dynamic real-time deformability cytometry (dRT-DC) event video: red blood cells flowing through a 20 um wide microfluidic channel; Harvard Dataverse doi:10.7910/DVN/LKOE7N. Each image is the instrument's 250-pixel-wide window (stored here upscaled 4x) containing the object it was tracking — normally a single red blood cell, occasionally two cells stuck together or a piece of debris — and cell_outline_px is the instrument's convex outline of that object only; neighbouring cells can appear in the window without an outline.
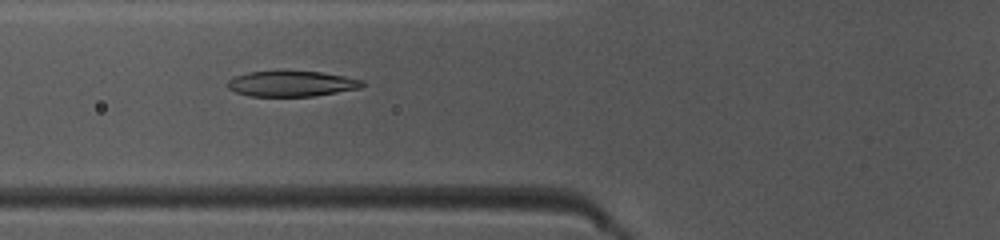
{"species": "common noctule bat (a hibernating species)", "species_latin": "Nyctalus noctula", "temperature_condition": "warm", "stored_images_in_passage": 45, "camera_frame_rate_fps": 3000, "um_per_image_px": 0.085, "animal": {"sex": "female", "body_mass_g": 10.0, "forearm_length_mm": 53.1}, "frame": {"image": 1, "passage_image": 15, "time_ms": 4.667, "image_size_px": [1000, 240], "cell_outline_px": [[364, 84], [360, 88], [312, 96], [248, 96], [236, 92], [228, 88], [224, 84], [228, 80], [236, 76], [248, 72], [320, 72], [344, 76], [364, 80]], "centroid_in_image_um": [24.75, 7.12], "position_along_channel_um": 101.0, "area_um2": 19.77}}
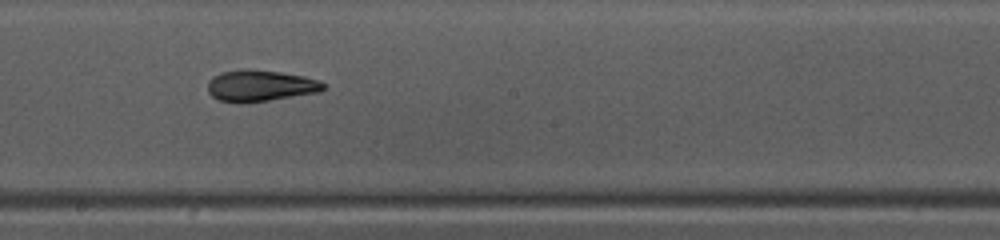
{"frame": {"image": 2, "passage_image": 24, "time_ms": 7.667, "image_size_px": [1000, 240], "cell_outline_px": [[328, 88], [320, 92], [268, 100], [240, 104], [220, 100], [212, 96], [208, 92], [208, 80], [212, 76], [220, 72], [244, 68], [248, 68], [280, 72], [304, 76], [320, 80]], "centroid_in_image_um": [22.12, 7.28], "position_along_channel_um": 226.1, "area_um2": 21.5}}
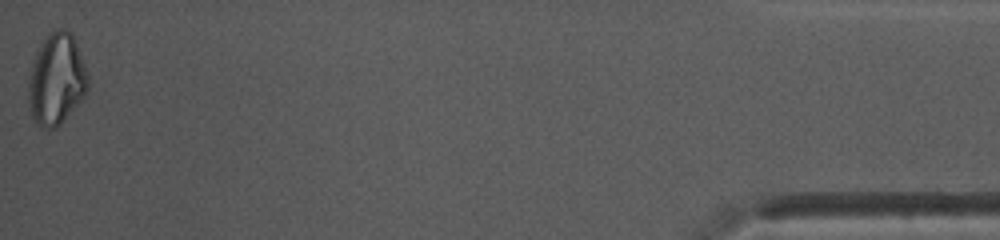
{"frame": {"image": 3, "passage_image": 45, "time_ms": 14.667, "image_size_px": [1000, 240], "cell_outline_px": [[88, 88], [84, 96], [60, 124], [56, 128], [44, 128], [36, 124], [32, 116], [28, 100], [28, 84], [32, 60], [40, 44], [48, 32], [52, 28], [64, 28], [72, 32], [84, 64], [88, 76]], "centroid_in_image_um": [4.78, 6.7], "position_along_channel_um": 430.4, "area_um2": 31.85}, "authors_computed_cell_mechanics": {"area_um2": 21.0392, "velocity_mm_per_s": 4.1445, "shape_relaxation_time_tau1_ms": 5.3875, "shape_relaxation_time_tau2_ms": 2.0093, "deformation_change_tau1": 0.2076, "deformation_change_tau2": 0.0883}}